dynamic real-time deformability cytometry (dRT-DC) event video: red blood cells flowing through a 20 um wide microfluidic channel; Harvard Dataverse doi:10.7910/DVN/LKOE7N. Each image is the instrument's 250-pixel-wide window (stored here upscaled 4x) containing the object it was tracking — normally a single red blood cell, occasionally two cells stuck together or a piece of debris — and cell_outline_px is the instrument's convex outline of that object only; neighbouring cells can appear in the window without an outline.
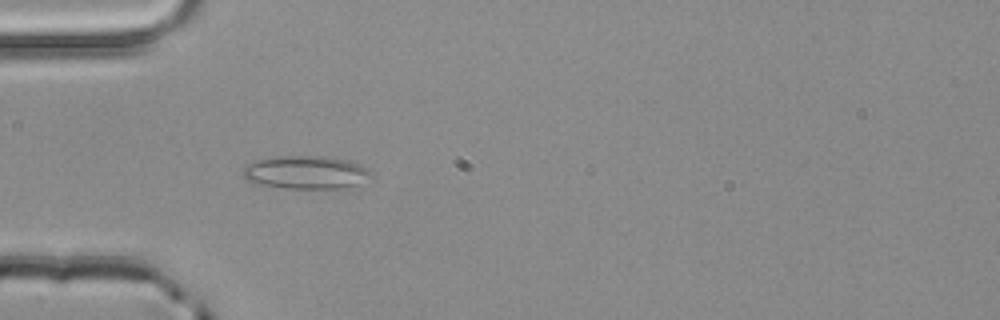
{"species": "common noctule bat (a hibernating species)", "species_latin": "Nyctalus noctula", "temperature_condition": "room temperature", "stored_images_in_passage": 3, "camera_frame_rate_fps": 3000, "um_per_image_px": 0.085, "animal": {"sex": "male", "body_mass_g": 20.4}, "frame": {"image": 1, "passage_image": 3, "time_ms": 0.667, "image_size_px": [1000, 320], "cell_outline_px": [[372, 176], [356, 184], [344, 188], [284, 188], [260, 184], [248, 180], [244, 176], [244, 168], [248, 164], [256, 160], [276, 156], [324, 156], [348, 160], [360, 164], [368, 168], [372, 172]], "centroid_in_image_um": [26.03, 14.64], "position_along_channel_um": 59.0, "area_um2": 24.57}}